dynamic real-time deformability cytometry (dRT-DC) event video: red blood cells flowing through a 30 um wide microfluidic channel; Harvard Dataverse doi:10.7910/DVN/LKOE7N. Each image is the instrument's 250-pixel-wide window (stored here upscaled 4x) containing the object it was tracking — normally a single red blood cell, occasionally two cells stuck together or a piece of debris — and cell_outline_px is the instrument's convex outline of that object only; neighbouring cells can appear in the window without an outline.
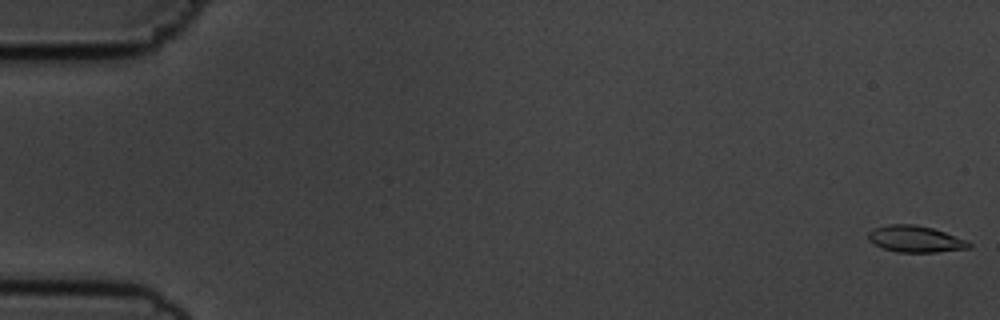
{"species": "common noctule bat (a hibernating species)", "species_latin": "Nyctalus noctula", "temperature_condition": "cold", "stored_images_in_passage": 54, "camera_frame_rate_fps": 3000, "um_per_image_px": 0.085, "animal": {"sex": "male", "body_mass_g": 19.5, "forearm_length_mm": 54.6}, "frame": {"image": 1, "passage_image": 1, "time_ms": 0.0, "image_size_px": [1000, 320], "cell_outline_px": [[972, 244], [968, 248], [936, 252], [896, 252], [884, 248], [868, 240], [868, 232], [872, 228], [888, 224], [916, 224], [932, 228], [944, 232], [964, 240]], "centroid_in_image_um": [77.75, 20.3], "position_along_channel_um": 7.3, "area_um2": 15.37}}
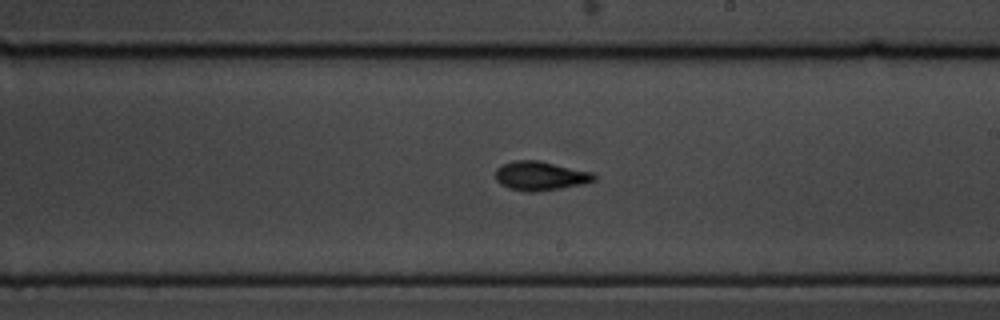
{"frame": {"image": 2, "passage_image": 33, "time_ms": 10.667, "image_size_px": [1000, 320], "cell_outline_px": [[596, 180], [584, 184], [536, 192], [524, 192], [508, 188], [500, 184], [496, 180], [496, 168], [512, 160], [540, 160], [592, 172], [596, 176]], "centroid_in_image_um": [45.93, 14.95], "position_along_channel_um": 243.1, "area_um2": 16.88}}
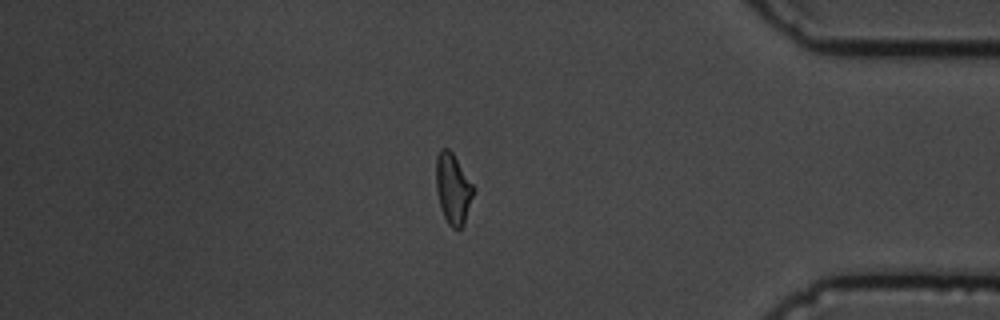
{"frame": {"image": 3, "passage_image": 48, "time_ms": 15.667, "image_size_px": [1000, 320], "cell_outline_px": [[476, 188], [464, 224], [460, 228], [452, 228], [448, 224], [444, 216], [440, 204], [436, 188], [436, 156], [440, 148], [448, 148], [452, 152]], "centroid_in_image_um": [38.52, 16.02], "position_along_channel_um": 396.7, "area_um2": 15.43}}